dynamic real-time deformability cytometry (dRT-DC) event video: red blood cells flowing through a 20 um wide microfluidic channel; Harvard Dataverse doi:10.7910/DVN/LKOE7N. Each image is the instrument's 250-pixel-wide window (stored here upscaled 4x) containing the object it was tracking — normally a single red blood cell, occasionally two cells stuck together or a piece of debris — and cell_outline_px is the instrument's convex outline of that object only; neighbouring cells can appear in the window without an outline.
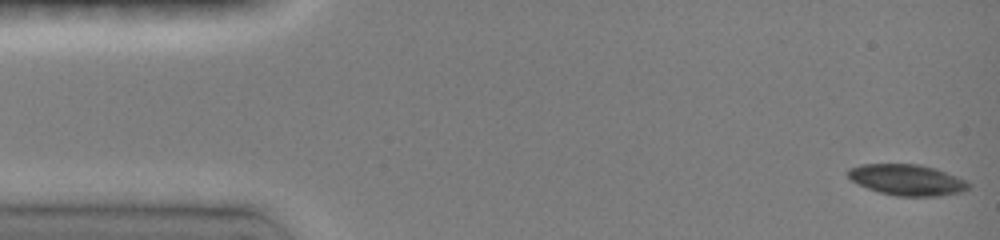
{"species": "common noctule bat (a hibernating species)", "species_latin": "Nyctalus noctula", "temperature_condition": "room temperature", "stored_images_in_passage": 14, "camera_frame_rate_fps": 3000, "um_per_image_px": 0.085, "animal": {"sex": "female", "body_mass_g": 19.0, "forearm_length_mm": 51.5}, "frame": {"image": 1, "passage_image": 1, "time_ms": 0.0, "image_size_px": [1000, 240], "cell_outline_px": [[972, 184], [968, 188], [960, 192], [936, 196], [896, 196], [880, 192], [868, 188], [852, 180], [848, 176], [848, 168], [860, 164], [920, 164], [936, 168], [968, 180]], "centroid_in_image_um": [77.14, 15.28], "position_along_channel_um": 7.9, "area_um2": 21.79}}
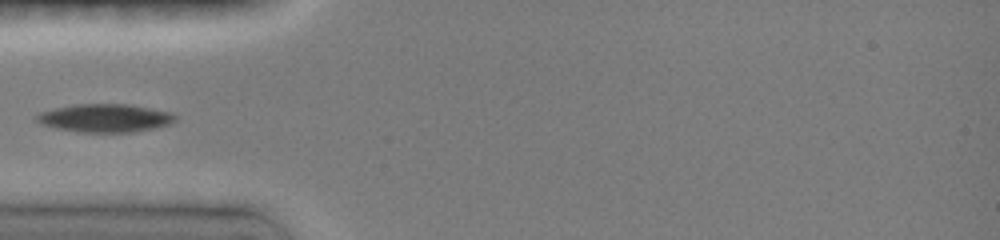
{"frame": {"image": 2, "passage_image": 8, "time_ms": 4.667, "image_size_px": [1000, 240], "cell_outline_px": [[176, 120], [168, 124], [152, 128], [132, 132], [80, 132], [56, 128], [40, 124], [36, 120], [36, 116], [40, 112], [72, 104], [128, 104], [172, 112], [176, 116]], "centroid_in_image_um": [8.91, 10.03], "position_along_channel_um": 76.1, "area_um2": 22.66}}
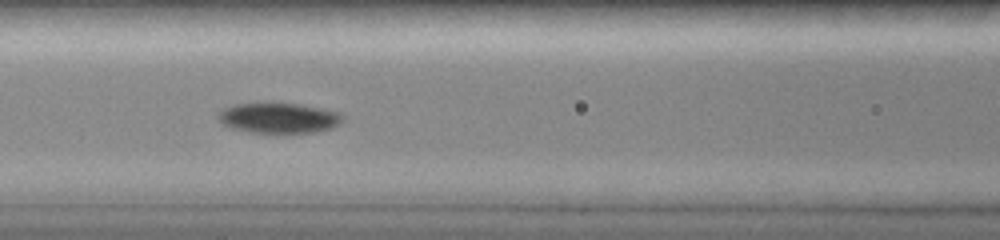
{"frame": {"image": 3, "passage_image": 10, "time_ms": 6.333, "image_size_px": [1000, 240], "cell_outline_px": [[340, 120], [332, 128], [312, 132], [276, 136], [248, 132], [232, 128], [224, 124], [216, 116], [224, 108], [232, 104], [300, 104], [320, 108], [336, 112], [340, 116]], "centroid_in_image_um": [23.62, 10.08], "position_along_channel_um": 143.0, "area_um2": 22.14}}